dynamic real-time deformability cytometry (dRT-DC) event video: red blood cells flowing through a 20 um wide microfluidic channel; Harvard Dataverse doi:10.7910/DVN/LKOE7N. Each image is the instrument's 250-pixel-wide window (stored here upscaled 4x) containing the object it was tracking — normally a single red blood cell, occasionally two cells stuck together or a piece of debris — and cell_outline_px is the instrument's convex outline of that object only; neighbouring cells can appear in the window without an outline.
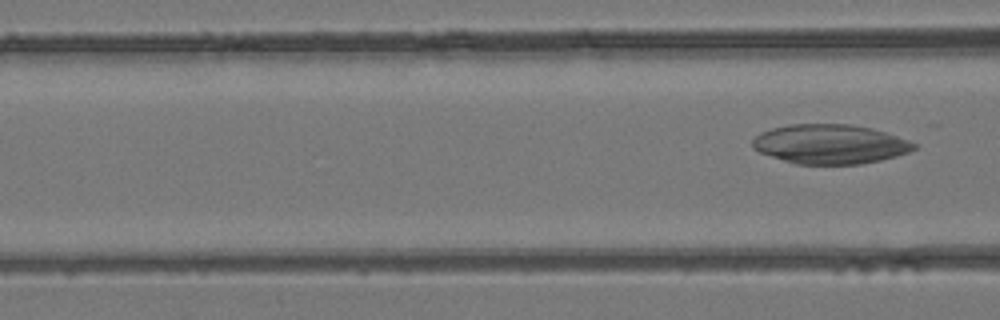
{"species": "common noctule bat (a hibernating species)", "species_latin": "Nyctalus noctula", "temperature_condition": "room temperature", "stored_images_in_passage": 8, "camera_frame_rate_fps": 3000, "um_per_image_px": 0.085, "animal": {"sex": "female", "body_mass_g": 24.6, "forearm_length_mm": 56.2}, "frame": {"image": 1, "passage_image": 8, "time_ms": 9.0, "image_size_px": [1000, 320], "cell_outline_px": [[916, 148], [908, 152], [896, 156], [880, 160], [860, 164], [796, 164], [760, 152], [752, 148], [752, 140], [760, 132], [772, 128], [788, 124], [852, 124], [872, 128], [908, 140], [916, 144]], "centroid_in_image_um": [70.54, 12.24], "position_along_channel_um": 96.1, "area_um2": 36.99}}